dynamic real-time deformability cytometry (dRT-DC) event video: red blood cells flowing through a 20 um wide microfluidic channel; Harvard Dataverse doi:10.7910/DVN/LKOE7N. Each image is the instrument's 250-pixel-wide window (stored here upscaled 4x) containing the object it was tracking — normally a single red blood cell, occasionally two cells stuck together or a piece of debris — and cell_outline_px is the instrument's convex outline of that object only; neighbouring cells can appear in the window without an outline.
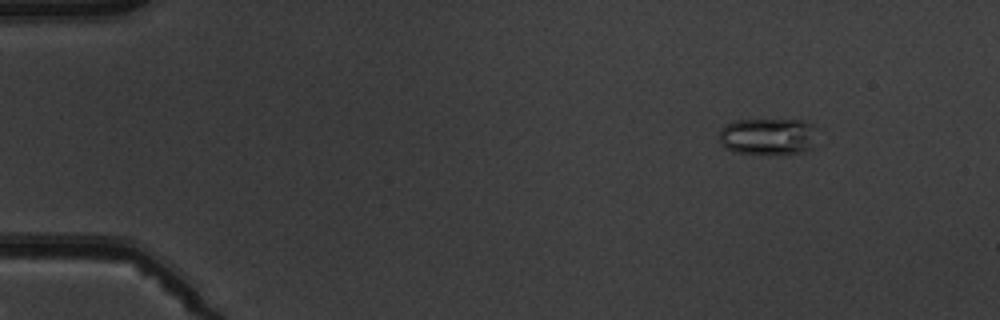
{"species": "common noctule bat (a hibernating species)", "species_latin": "Nyctalus noctula", "temperature_condition": "warm", "stored_images_in_passage": 6, "camera_frame_rate_fps": 3000, "um_per_image_px": 0.085, "animal": {"sex": "male", "body_mass_g": 19.5, "forearm_length_mm": 54.6}, "frame": {"image": 1, "passage_image": 2, "time_ms": 1.0, "image_size_px": [1000, 320], "cell_outline_px": [[816, 128], [812, 148], [804, 152], [780, 156], [768, 156], [736, 152], [724, 148], [720, 144], [720, 128], [724, 124], [736, 120], [804, 120], [812, 124]], "centroid_in_image_um": [65.27, 11.64], "position_along_channel_um": 19.7, "area_um2": 21.85}}
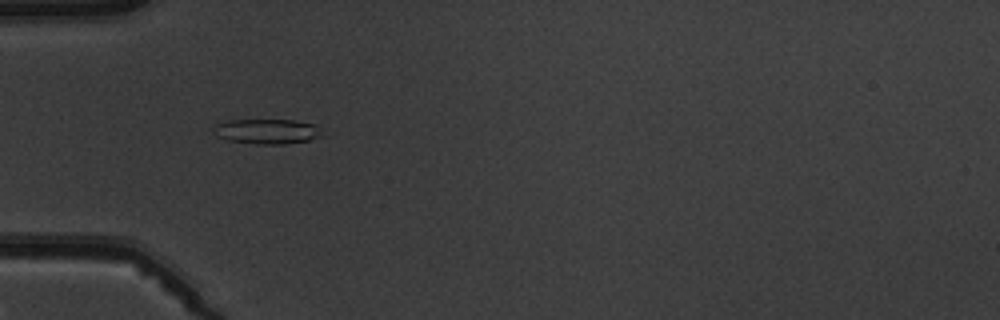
{"frame": {"image": 2, "passage_image": 5, "time_ms": 4.667, "image_size_px": [1000, 320], "cell_outline_px": [[324, 136], [308, 140], [284, 144], [256, 144], [228, 140], [216, 136], [212, 128], [216, 124], [228, 120], [292, 120], [316, 124]], "centroid_in_image_um": [22.69, 11.17], "position_along_channel_um": 62.3, "area_um2": 15.84}}
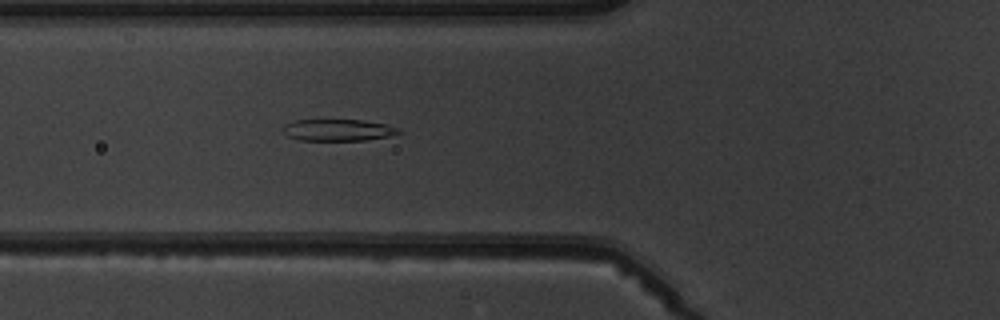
{"frame": {"image": 3, "passage_image": 6, "time_ms": 5.667, "image_size_px": [1000, 320], "cell_outline_px": [[400, 132], [388, 136], [364, 140], [300, 140], [288, 136], [284, 132], [284, 124], [296, 120], [364, 120], [388, 124], [400, 128]], "centroid_in_image_um": [28.76, 11.04], "position_along_channel_um": 97.0, "area_um2": 14.51}}